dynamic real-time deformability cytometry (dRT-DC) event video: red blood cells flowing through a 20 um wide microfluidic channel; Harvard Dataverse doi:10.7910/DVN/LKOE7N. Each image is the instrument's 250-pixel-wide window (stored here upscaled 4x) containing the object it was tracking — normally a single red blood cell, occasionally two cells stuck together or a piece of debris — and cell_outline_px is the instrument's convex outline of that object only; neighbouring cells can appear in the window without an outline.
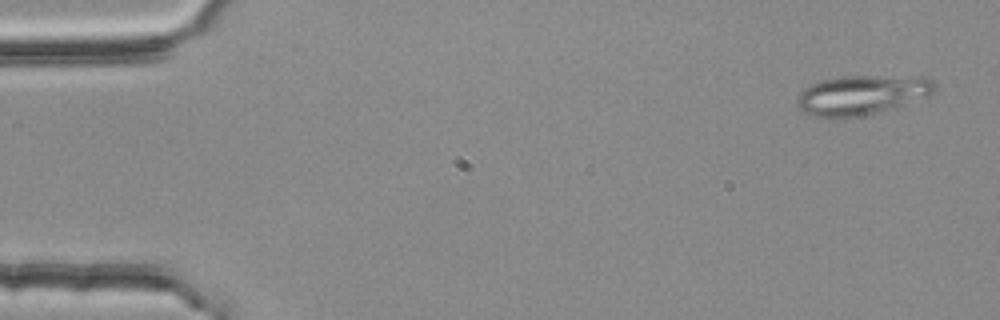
{"species": "common noctule bat (a hibernating species)", "species_latin": "Nyctalus noctula", "temperature_condition": "room temperature", "stored_images_in_passage": 51, "segment_of_instrument_passage": [1, 2], "camera_frame_rate_fps": 3000, "um_per_image_px": 0.085, "animal": {"sex": "female", "body_mass_g": 25.1}, "frame": {"image": 1, "passage_image": 3, "time_ms": 0.667, "image_size_px": [1000, 320], "cell_outline_px": [[936, 92], [928, 96], [896, 108], [856, 116], [816, 116], [804, 112], [796, 104], [796, 96], [804, 88], [820, 80], [844, 76], [928, 76], [936, 80]], "centroid_in_image_um": [73.34, 8.03], "position_along_channel_um": 11.7, "area_um2": 31.85}}